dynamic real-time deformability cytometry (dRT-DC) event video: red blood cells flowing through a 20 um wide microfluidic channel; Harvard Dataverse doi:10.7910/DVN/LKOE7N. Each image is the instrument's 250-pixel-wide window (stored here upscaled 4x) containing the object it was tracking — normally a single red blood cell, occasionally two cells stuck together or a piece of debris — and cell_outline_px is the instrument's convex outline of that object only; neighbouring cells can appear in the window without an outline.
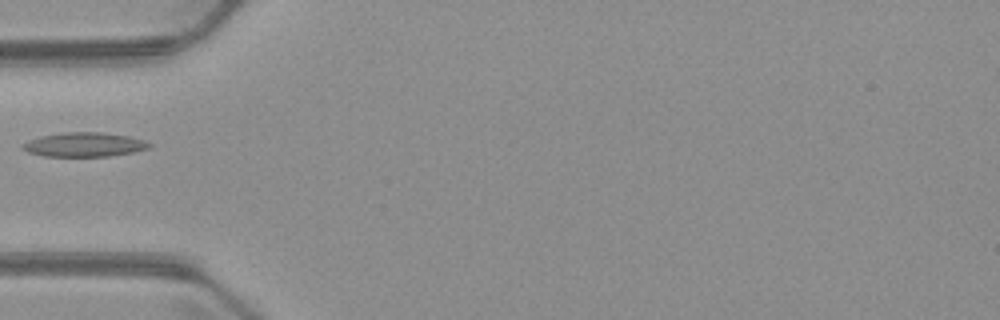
{"species": "common noctule bat (a hibernating species)", "species_latin": "Nyctalus noctula", "temperature_condition": "warm", "stored_images_in_passage": 5, "camera_frame_rate_fps": 3000, "um_per_image_px": 0.085, "animal": {"sex": "male", "body_mass_g": 23.1, "forearm_length_mm": 52.7}, "frame": {"image": 1, "passage_image": 4, "time_ms": 4.667, "image_size_px": [1000, 320], "cell_outline_px": [[152, 144], [148, 148], [132, 152], [108, 156], [44, 156], [28, 152], [20, 148], [20, 144], [28, 140], [40, 136], [64, 132], [100, 132], [128, 136], [144, 140]], "centroid_in_image_um": [7.1, 12.28], "position_along_channel_um": 77.9, "area_um2": 17.86}}
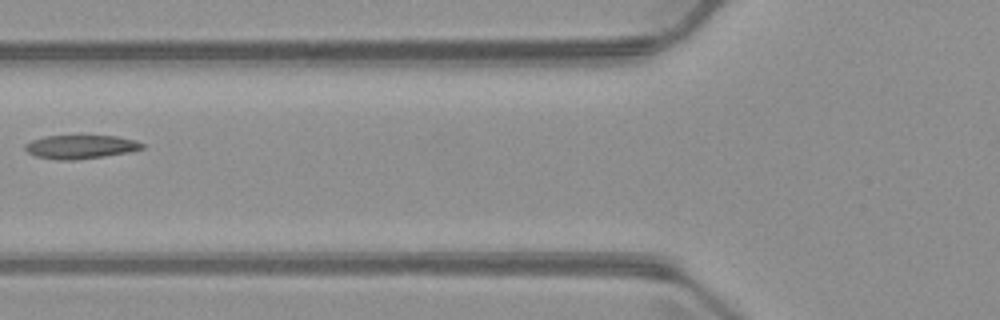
{"frame": {"image": 2, "passage_image": 5, "time_ms": 5.667, "image_size_px": [1000, 320], "cell_outline_px": [[144, 148], [128, 152], [76, 160], [56, 160], [36, 156], [28, 152], [24, 148], [24, 144], [32, 140], [44, 136], [116, 136], [136, 140], [144, 144]], "centroid_in_image_um": [6.83, 12.48], "position_along_channel_um": 119.0, "area_um2": 16.07}}